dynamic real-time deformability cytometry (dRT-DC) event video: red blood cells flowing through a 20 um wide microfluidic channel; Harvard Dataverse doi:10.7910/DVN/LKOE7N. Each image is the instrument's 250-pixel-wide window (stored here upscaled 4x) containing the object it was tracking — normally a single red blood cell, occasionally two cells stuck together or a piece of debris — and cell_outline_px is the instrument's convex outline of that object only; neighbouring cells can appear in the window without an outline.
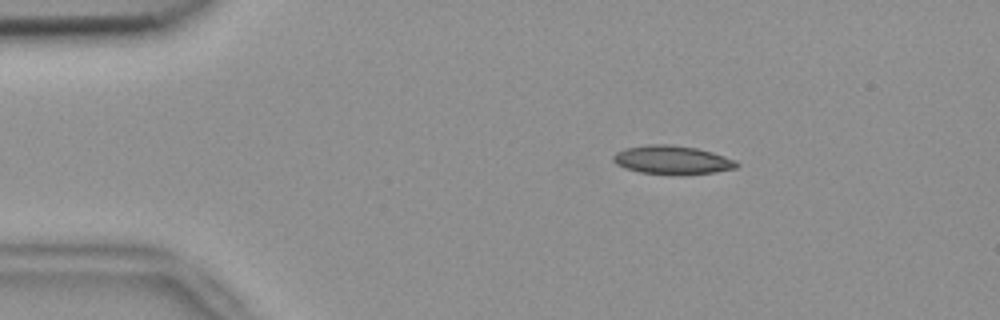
{"species": "common noctule bat (a hibernating species)", "species_latin": "Nyctalus noctula", "temperature_condition": "room temperature", "stored_images_in_passage": 49, "camera_frame_rate_fps": 3000, "um_per_image_px": 0.085, "animal": {"sex": "female", "body_mass_g": 18.4}, "frame": {"image": 1, "passage_image": 5, "time_ms": 1.333, "image_size_px": [1000, 320], "cell_outline_px": [[740, 164], [736, 168], [716, 172], [640, 172], [624, 168], [616, 164], [612, 160], [612, 156], [616, 152], [624, 148], [648, 144], [672, 144], [696, 148], [712, 152], [736, 160]], "centroid_in_image_um": [57.1, 13.54], "position_along_channel_um": 27.9, "area_um2": 19.94}}
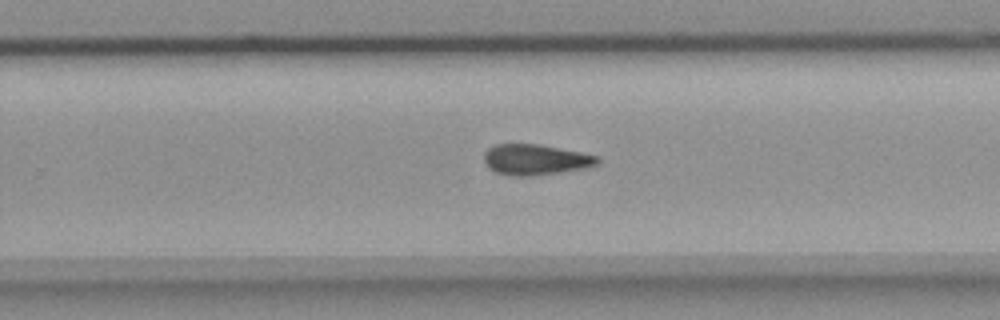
{"frame": {"image": 2, "passage_image": 30, "time_ms": 9.667, "image_size_px": [1000, 320], "cell_outline_px": [[600, 160], [596, 164], [584, 168], [560, 172], [528, 176], [512, 176], [496, 172], [488, 168], [484, 160], [484, 152], [488, 148], [496, 144], [536, 144], [580, 152], [596, 156]], "centroid_in_image_um": [45.45, 13.57], "position_along_channel_um": 284.3, "area_um2": 20.0}}
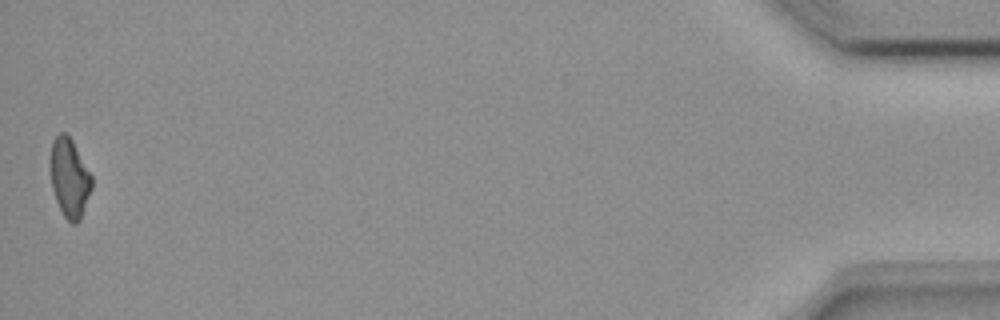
{"frame": {"image": 3, "passage_image": 49, "time_ms": 16.0, "image_size_px": [1000, 320], "cell_outline_px": [[92, 188], [80, 220], [76, 224], [72, 224], [64, 216], [56, 200], [52, 188], [52, 140], [60, 132], [64, 132], [72, 140], [92, 176]], "centroid_in_image_um": [5.93, 15.15], "position_along_channel_um": 429.3, "area_um2": 18.55}, "authors_computed_cell_mechanics": {"area_um2": 20.1144, "velocity_mm_per_s": 3.7814, "shape_relaxation_time_tau1_ms": null, "shape_relaxation_time_tau2_ms": 10.5619, "deformation_change_tau1": null, "deformation_change_tau2": 0.1813}}